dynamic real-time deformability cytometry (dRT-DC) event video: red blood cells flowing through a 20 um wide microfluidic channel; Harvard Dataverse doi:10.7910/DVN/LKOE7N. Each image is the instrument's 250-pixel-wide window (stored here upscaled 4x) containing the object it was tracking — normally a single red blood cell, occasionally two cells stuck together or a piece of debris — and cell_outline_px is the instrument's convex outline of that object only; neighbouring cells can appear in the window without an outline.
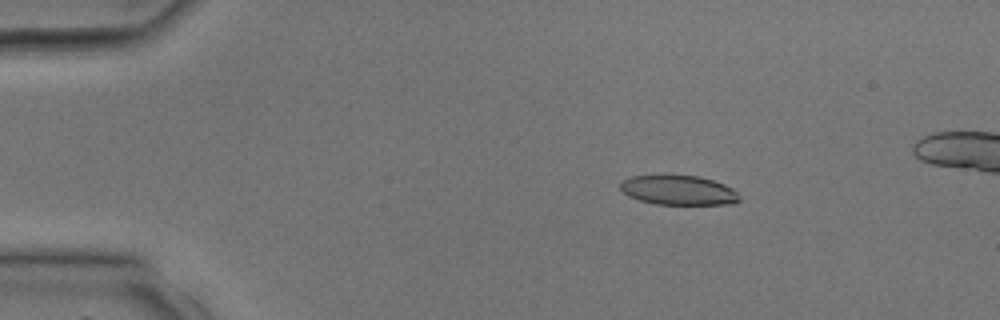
{"species": "common noctule bat (a hibernating species)", "species_latin": "Nyctalus noctula", "temperature_condition": "room temperature", "stored_images_in_passage": 32, "camera_frame_rate_fps": 3000, "um_per_image_px": 0.085, "animal": {"sex": "male", "body_mass_g": 17.9, "forearm_length_mm": 54.2}, "frame": {"image": 1, "passage_image": 5, "time_ms": 1.333, "image_size_px": [1000, 320], "cell_outline_px": [[740, 200], [732, 204], [656, 204], [640, 200], [628, 196], [620, 188], [620, 184], [624, 180], [632, 176], [700, 176], [724, 184], [732, 188], [736, 192]], "centroid_in_image_um": [57.69, 16.18], "position_along_channel_um": 27.3, "area_um2": 20.17}}
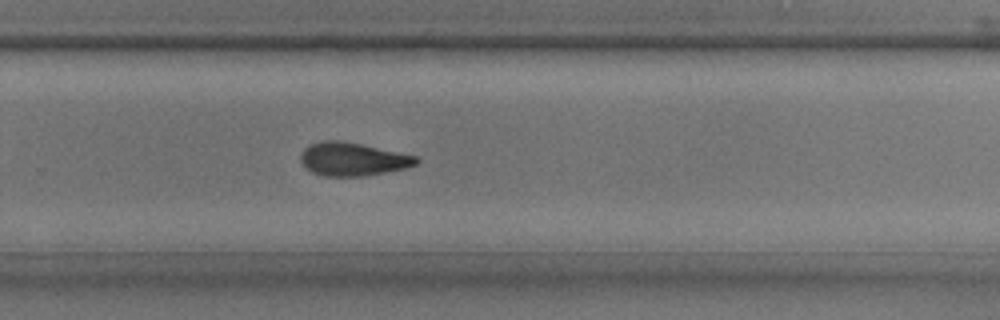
{"frame": {"image": 2, "passage_image": 22, "time_ms": 7.0, "image_size_px": [1000, 320], "cell_outline_px": [[420, 160], [416, 164], [404, 168], [360, 176], [324, 176], [312, 172], [300, 160], [300, 152], [308, 144], [324, 140], [344, 140], [416, 156]], "centroid_in_image_um": [29.93, 13.5], "position_along_channel_um": 299.9, "area_um2": 22.25}}
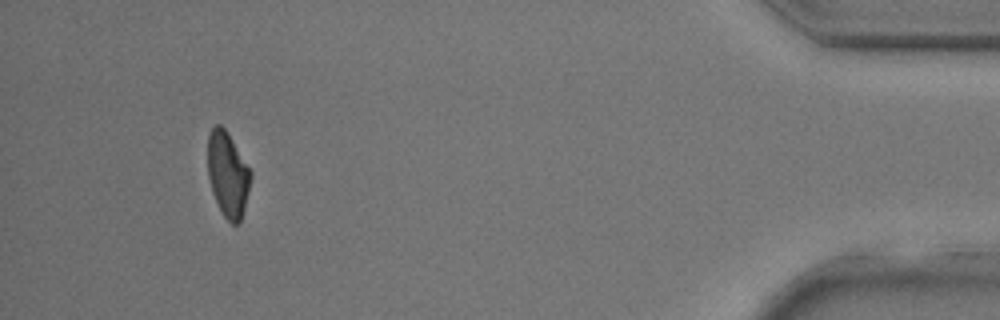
{"frame": {"image": 3, "passage_image": 31, "time_ms": 10.0, "image_size_px": [1000, 320], "cell_outline_px": [[252, 176], [244, 208], [240, 220], [236, 224], [232, 224], [224, 216], [212, 192], [208, 180], [208, 132], [216, 124], [220, 124], [224, 128], [252, 172]], "centroid_in_image_um": [19.34, 14.81], "position_along_channel_um": 415.9, "area_um2": 20.98}}